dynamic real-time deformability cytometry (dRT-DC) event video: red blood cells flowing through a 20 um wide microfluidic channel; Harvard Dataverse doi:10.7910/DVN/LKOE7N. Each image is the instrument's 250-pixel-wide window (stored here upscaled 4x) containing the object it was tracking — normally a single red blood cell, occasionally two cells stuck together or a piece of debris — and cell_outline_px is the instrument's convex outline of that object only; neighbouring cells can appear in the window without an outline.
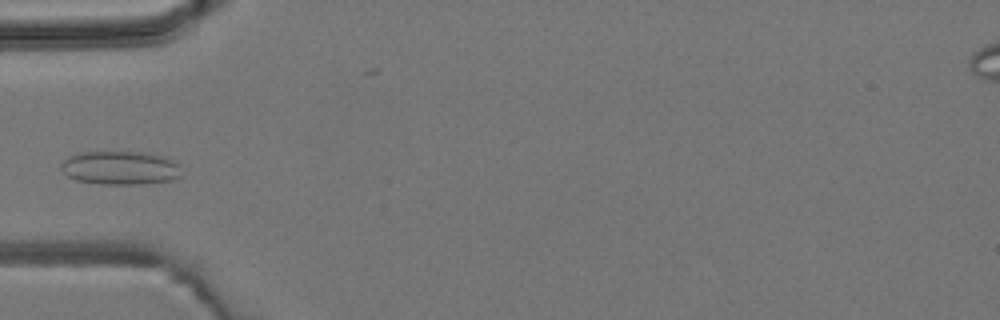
{"species": "common noctule bat (a hibernating species)", "species_latin": "Nyctalus noctula", "temperature_condition": "room temperature", "stored_images_in_passage": 4, "camera_frame_rate_fps": 3000, "um_per_image_px": 0.085, "animal": {"sex": "male", "body_mass_g": 19.2, "forearm_length_mm": 51.8}, "frame": {"image": 1, "passage_image": 4, "time_ms": 3.667, "image_size_px": [1000, 320], "cell_outline_px": [[180, 176], [172, 180], [140, 184], [100, 184], [76, 180], [68, 176], [60, 168], [60, 164], [68, 156], [80, 152], [140, 152], [164, 156], [176, 160]], "centroid_in_image_um": [10.19, 14.26], "position_along_channel_um": 74.8, "area_um2": 23.58}}